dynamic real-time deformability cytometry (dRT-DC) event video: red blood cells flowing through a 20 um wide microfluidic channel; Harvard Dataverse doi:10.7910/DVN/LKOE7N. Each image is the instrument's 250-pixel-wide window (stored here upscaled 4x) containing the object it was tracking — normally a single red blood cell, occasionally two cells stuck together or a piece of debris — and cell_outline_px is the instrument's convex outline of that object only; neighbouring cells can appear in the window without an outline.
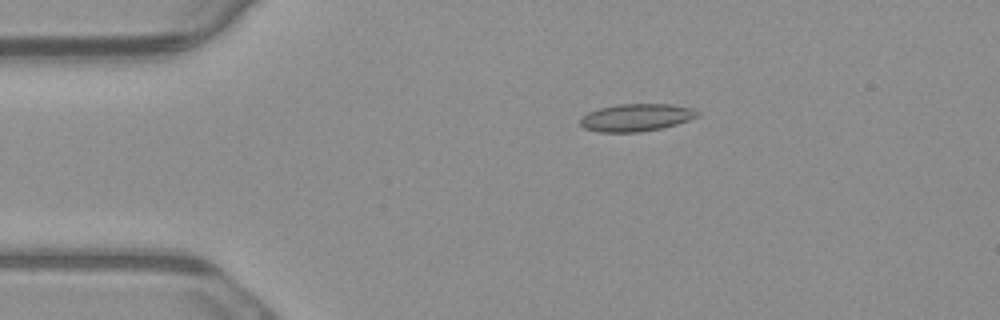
{"species": "common noctule bat (a hibernating species)", "species_latin": "Nyctalus noctula", "temperature_condition": "warm", "stored_images_in_passage": 4, "camera_frame_rate_fps": 3000, "um_per_image_px": 0.085, "animal": {"sex": "male", "body_mass_g": 23.1, "forearm_length_mm": 52.7}, "frame": {"image": 1, "passage_image": 1, "time_ms": 0.0, "image_size_px": [1000, 320], "cell_outline_px": [[700, 116], [676, 124], [660, 128], [640, 132], [600, 132], [584, 128], [580, 124], [580, 116], [588, 112], [600, 108], [616, 104], [672, 104], [692, 108], [700, 112]], "centroid_in_image_um": [54.07, 9.98], "position_along_channel_um": 30.9, "area_um2": 18.84}}
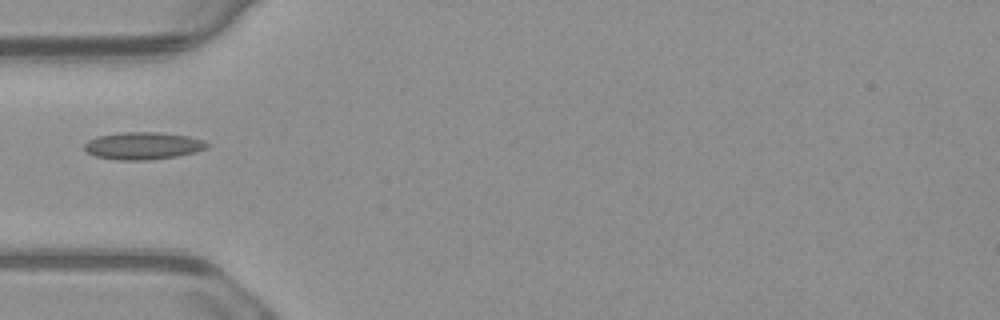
{"frame": {"image": 2, "passage_image": 3, "time_ms": 0.667, "image_size_px": [1000, 320], "cell_outline_px": [[212, 144], [208, 148], [196, 152], [176, 156], [148, 160], [116, 160], [96, 156], [88, 152], [84, 148], [84, 144], [88, 140], [96, 136], [120, 132], [156, 132], [188, 136], [204, 140]], "centroid_in_image_um": [12.18, 12.38], "position_along_channel_um": 72.8, "area_um2": 19.71}}
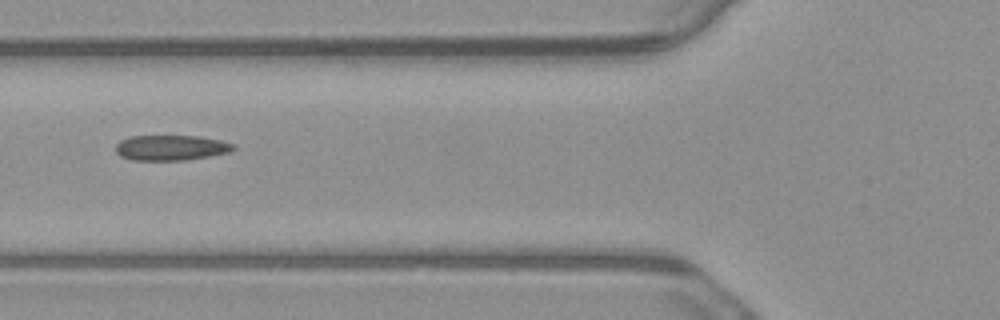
{"frame": {"image": 3, "passage_image": 4, "time_ms": 1.0, "image_size_px": [1000, 320], "cell_outline_px": [[236, 148], [228, 152], [208, 156], [184, 160], [132, 160], [120, 156], [116, 152], [116, 144], [120, 140], [128, 136], [200, 136], [220, 140], [236, 144]], "centroid_in_image_um": [14.52, 12.55], "position_along_channel_um": 111.3, "area_um2": 17.4}}